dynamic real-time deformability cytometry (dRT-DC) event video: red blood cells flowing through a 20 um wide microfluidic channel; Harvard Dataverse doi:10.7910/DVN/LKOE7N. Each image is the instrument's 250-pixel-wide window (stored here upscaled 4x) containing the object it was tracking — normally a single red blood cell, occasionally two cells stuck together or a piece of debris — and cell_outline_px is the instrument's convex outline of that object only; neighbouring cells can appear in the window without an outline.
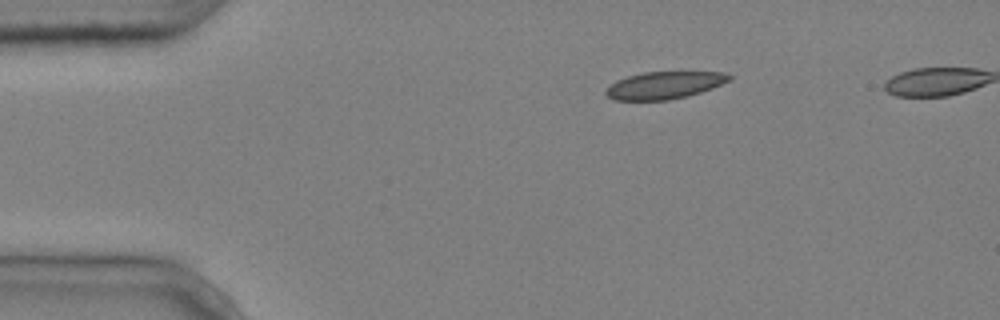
{"species": "common noctule bat (a hibernating species)", "species_latin": "Nyctalus noctula", "temperature_condition": "cold", "stored_images_in_passage": 2, "camera_frame_rate_fps": 3000, "um_per_image_px": 0.085, "animal": {"sex": "male", "body_mass_g": 20.4}, "frame": {"image": 1, "passage_image": 1, "time_ms": 0.0, "image_size_px": [1000, 320], "cell_outline_px": [[732, 80], [712, 88], [688, 96], [668, 100], [616, 100], [608, 96], [604, 92], [616, 80], [628, 76], [644, 72], [724, 72], [732, 76]], "centroid_in_image_um": [56.5, 7.24], "position_along_channel_um": 28.5, "area_um2": 19.54}}